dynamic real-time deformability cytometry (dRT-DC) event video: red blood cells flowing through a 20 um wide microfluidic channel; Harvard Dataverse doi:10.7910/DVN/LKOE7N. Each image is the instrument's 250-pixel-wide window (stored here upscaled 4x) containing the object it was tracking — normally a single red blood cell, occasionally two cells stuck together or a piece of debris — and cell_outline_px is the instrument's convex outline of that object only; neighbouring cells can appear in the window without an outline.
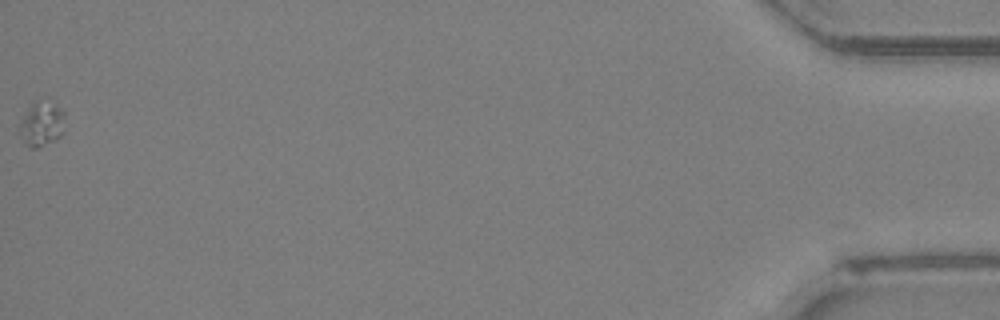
{"species": "Egyptian fruit bat (a non-hibernating species)", "species_latin": "Rousettus aegyptiacus", "temperature_condition": "room temperature", "stored_images_in_passage": 34, "camera_frame_rate_fps": 3000, "um_per_image_px": 0.085, "animal": {"sex": "female"}, "frame": {"image": 1, "passage_image": 34, "time_ms": 11.0, "image_size_px": [1000, 320], "cell_outline_px": [[64, 132], [56, 140], [36, 148], [28, 148], [24, 144], [20, 132], [20, 124], [28, 108], [36, 100], [56, 104], [64, 112]], "centroid_in_image_um": [3.56, 10.57], "position_along_channel_um": 431.6, "area_um2": 11.73}}